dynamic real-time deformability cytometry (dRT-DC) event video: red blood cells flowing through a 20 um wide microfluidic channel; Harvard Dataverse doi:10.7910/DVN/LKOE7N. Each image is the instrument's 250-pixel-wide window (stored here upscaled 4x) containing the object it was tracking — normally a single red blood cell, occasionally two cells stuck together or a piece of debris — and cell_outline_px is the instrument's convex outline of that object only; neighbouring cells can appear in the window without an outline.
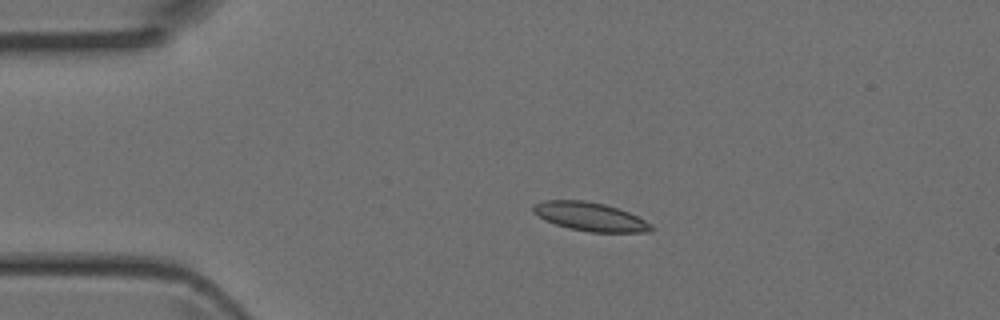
{"species": "Egyptian fruit bat (a non-hibernating species)", "species_latin": "Rousettus aegyptiacus", "temperature_condition": "room temperature", "stored_images_in_passage": 5, "camera_frame_rate_fps": 3000, "um_per_image_px": 0.085, "animal": {"sex": "female"}, "frame": {"image": 1, "passage_image": 3, "time_ms": 0.667, "image_size_px": [1000, 320], "cell_outline_px": [[656, 228], [652, 232], [588, 232], [568, 228], [544, 220], [532, 212], [532, 204], [544, 200], [584, 200], [604, 204], [628, 212], [652, 224]], "centroid_in_image_um": [50.14, 18.42], "position_along_channel_um": 34.9, "area_um2": 19.83}}